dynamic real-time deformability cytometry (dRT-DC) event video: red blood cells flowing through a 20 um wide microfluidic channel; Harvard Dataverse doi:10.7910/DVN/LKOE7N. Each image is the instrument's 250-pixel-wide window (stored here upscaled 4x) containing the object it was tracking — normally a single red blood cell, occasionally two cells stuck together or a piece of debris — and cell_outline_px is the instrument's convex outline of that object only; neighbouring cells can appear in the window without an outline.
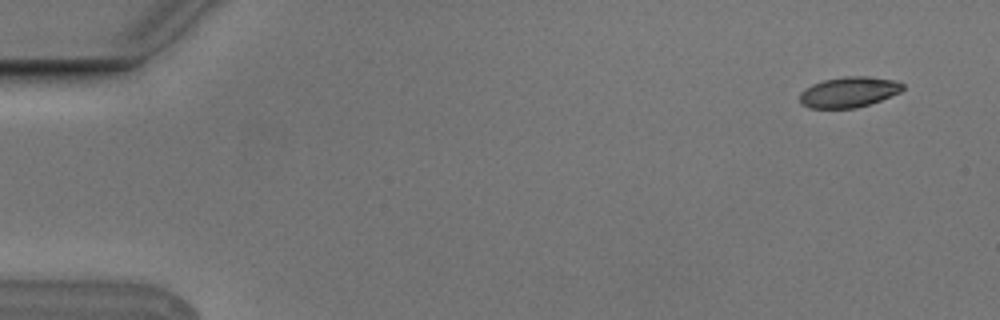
{"species": "Egyptian fruit bat (a non-hibernating species)", "species_latin": "Rousettus aegyptiacus", "temperature_condition": "cold", "stored_images_in_passage": 5, "camera_frame_rate_fps": 3000, "um_per_image_px": 0.085, "animal": {"sex": "male"}, "frame": {"image": 1, "passage_image": 1, "time_ms": 0.0, "image_size_px": [1000, 320], "cell_outline_px": [[904, 88], [900, 92], [880, 100], [856, 108], [808, 108], [800, 104], [800, 92], [804, 88], [812, 84], [824, 80], [844, 76], [868, 76], [896, 80], [904, 84]], "centroid_in_image_um": [72.13, 7.82], "position_along_channel_um": 12.9, "area_um2": 18.44}}